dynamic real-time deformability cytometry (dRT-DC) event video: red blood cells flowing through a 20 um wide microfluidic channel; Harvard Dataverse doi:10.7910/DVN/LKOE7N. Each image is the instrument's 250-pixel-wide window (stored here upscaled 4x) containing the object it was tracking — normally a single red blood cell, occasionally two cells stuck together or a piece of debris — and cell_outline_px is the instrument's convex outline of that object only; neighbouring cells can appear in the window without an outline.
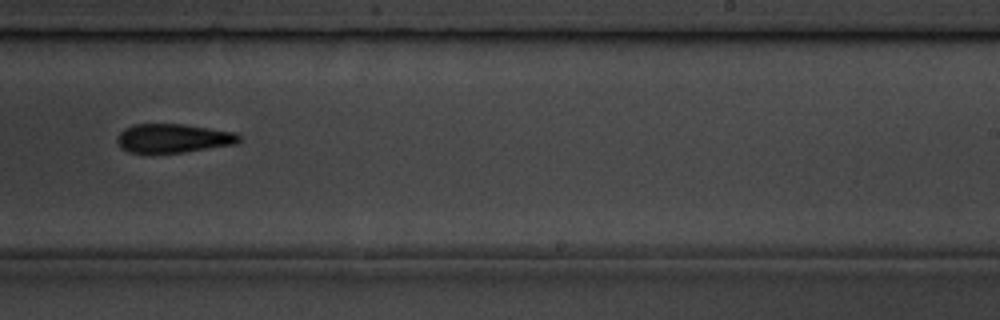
{"species": "common noctule bat (a hibernating species)", "species_latin": "Nyctalus noctula", "temperature_condition": "room temperature", "stored_images_in_passage": 7, "camera_frame_rate_fps": 3000, "um_per_image_px": 0.085, "animal": {"sex": "male", "body_mass_g": 19.5, "forearm_length_mm": 54.6}, "frame": {"image": 1, "passage_image": 6, "time_ms": 5.667, "image_size_px": [1000, 320], "cell_outline_px": [[240, 140], [236, 144], [184, 152], [128, 152], [120, 148], [116, 140], [120, 132], [124, 128], [136, 124], [184, 124], [236, 132], [240, 136]], "centroid_in_image_um": [14.73, 11.74], "position_along_channel_um": 274.3, "area_um2": 20.46}}